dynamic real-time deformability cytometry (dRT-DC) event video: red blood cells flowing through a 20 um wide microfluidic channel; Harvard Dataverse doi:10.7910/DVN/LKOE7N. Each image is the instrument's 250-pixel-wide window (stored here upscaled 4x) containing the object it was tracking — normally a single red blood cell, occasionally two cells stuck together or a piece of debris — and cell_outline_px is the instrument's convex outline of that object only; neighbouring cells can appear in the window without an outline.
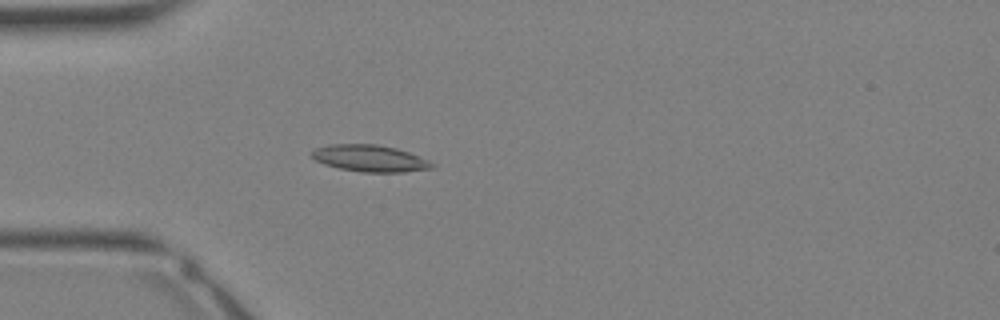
{"species": "Egyptian fruit bat (a non-hibernating species)", "species_latin": "Rousettus aegyptiacus", "temperature_condition": "warm", "stored_images_in_passage": 34, "camera_frame_rate_fps": 3000, "um_per_image_px": 0.085, "animal": {"sex": "female"}, "frame": {"image": 1, "passage_image": 10, "time_ms": 3.0, "image_size_px": [1000, 320], "cell_outline_px": [[436, 168], [404, 172], [360, 172], [340, 168], [324, 164], [316, 160], [312, 156], [312, 152], [316, 148], [328, 144], [376, 144], [396, 148], [408, 152], [428, 160], [436, 164]], "centroid_in_image_um": [31.48, 13.46], "position_along_channel_um": 53.5, "area_um2": 18.73}}
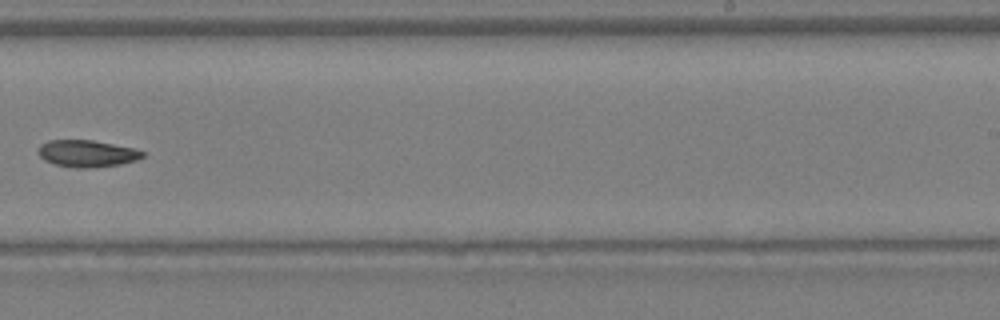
{"frame": {"image": 2, "passage_image": 22, "time_ms": 7.0, "image_size_px": [1000, 320], "cell_outline_px": [[144, 156], [136, 160], [120, 164], [80, 168], [76, 168], [52, 164], [44, 160], [40, 156], [40, 144], [48, 140], [92, 140], [132, 148], [144, 152]], "centroid_in_image_um": [7.36, 13.05], "position_along_channel_um": 281.6, "area_um2": 16.07}}
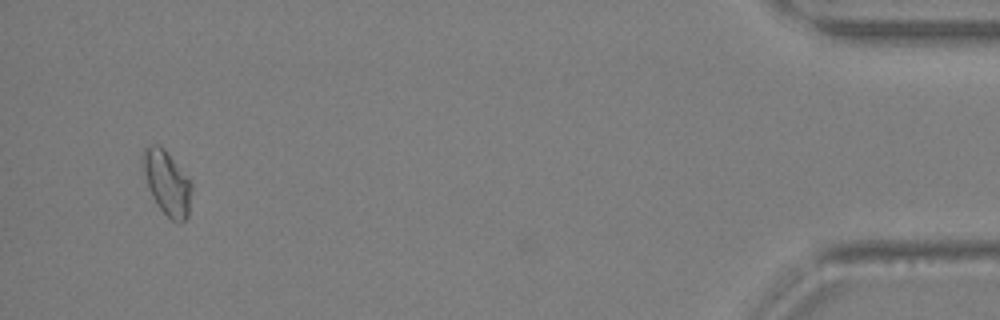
{"frame": {"image": 3, "passage_image": 33, "time_ms": 10.667, "image_size_px": [1000, 320], "cell_outline_px": [[192, 188], [188, 216], [180, 224], [176, 224], [156, 204], [148, 188], [140, 160], [144, 148], [152, 144], [160, 144], [164, 148], [192, 184]], "centroid_in_image_um": [14.16, 15.54], "position_along_channel_um": 421.0, "area_um2": 18.32}}